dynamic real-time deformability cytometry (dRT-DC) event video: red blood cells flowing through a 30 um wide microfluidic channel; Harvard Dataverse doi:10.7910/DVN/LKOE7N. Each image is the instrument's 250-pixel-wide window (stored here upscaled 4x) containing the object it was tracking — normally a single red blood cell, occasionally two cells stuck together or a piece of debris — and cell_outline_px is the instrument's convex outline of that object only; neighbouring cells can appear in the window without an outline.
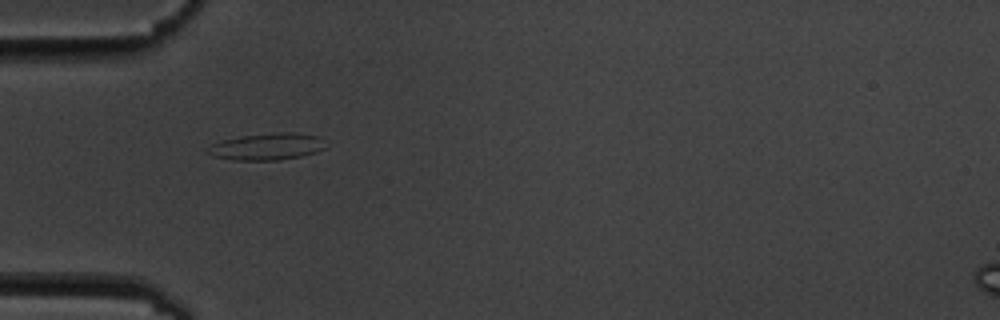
{"species": "common noctule bat (a hibernating species)", "species_latin": "Nyctalus noctula", "temperature_condition": "cold", "stored_images_in_passage": 4, "camera_frame_rate_fps": 3000, "um_per_image_px": 0.085, "animal": {"sex": "male", "body_mass_g": 19.5, "forearm_length_mm": 54.6}, "frame": {"image": 1, "passage_image": 1, "time_ms": 0.0, "image_size_px": [1000, 320], "cell_outline_px": [[324, 148], [316, 152], [300, 156], [280, 160], [232, 160], [212, 156], [204, 152], [212, 144], [224, 140], [240, 136], [280, 132], [292, 132], [316, 136]], "centroid_in_image_um": [22.6, 12.47], "position_along_channel_um": 62.4, "area_um2": 18.09}}
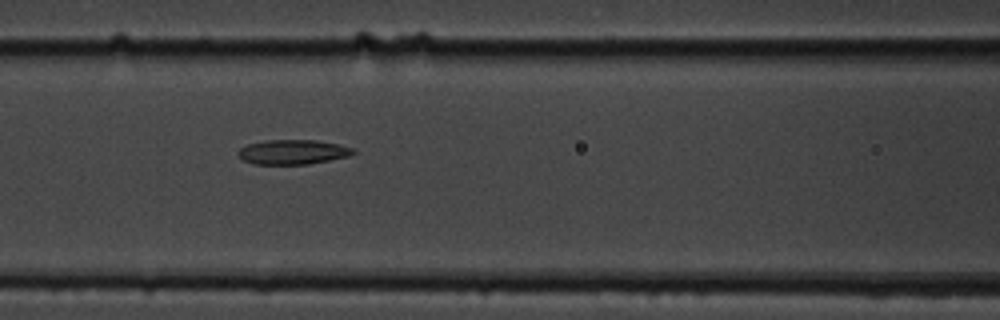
{"frame": {"image": 2, "passage_image": 3, "time_ms": 2.333, "image_size_px": [1000, 320], "cell_outline_px": [[356, 152], [348, 156], [308, 164], [256, 164], [244, 160], [236, 152], [240, 148], [248, 144], [268, 140], [316, 140], [340, 144], [352, 148]], "centroid_in_image_um": [24.89, 12.91], "position_along_channel_um": 141.7, "area_um2": 16.36}}
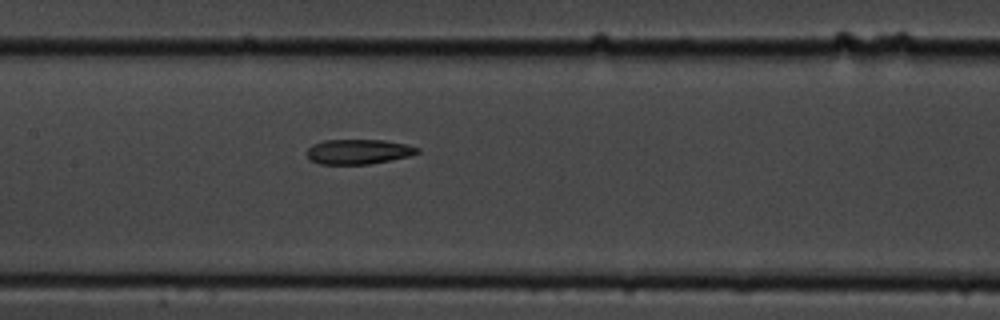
{"frame": {"image": 3, "passage_image": 4, "time_ms": 3.333, "image_size_px": [1000, 320], "cell_outline_px": [[420, 152], [408, 156], [368, 164], [320, 164], [308, 160], [304, 152], [312, 144], [324, 140], [384, 140], [408, 144], [420, 148]], "centroid_in_image_um": [30.41, 12.88], "position_along_channel_um": 177.0, "area_um2": 16.18}}